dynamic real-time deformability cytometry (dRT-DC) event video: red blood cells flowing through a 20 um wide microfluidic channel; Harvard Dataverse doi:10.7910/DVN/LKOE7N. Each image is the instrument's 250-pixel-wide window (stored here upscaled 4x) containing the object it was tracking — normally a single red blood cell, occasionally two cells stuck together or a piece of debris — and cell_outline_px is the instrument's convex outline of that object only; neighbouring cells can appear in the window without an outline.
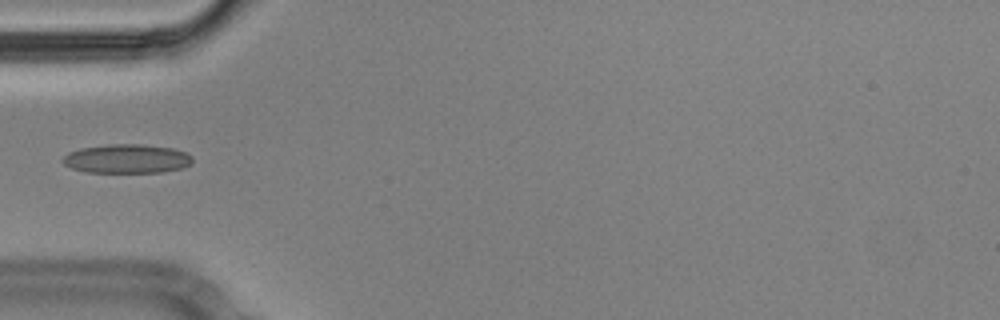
{"species": "Egyptian fruit bat (a non-hibernating species)", "species_latin": "Rousettus aegyptiacus", "temperature_condition": "cold", "stored_images_in_passage": 39, "segment_of_instrument_passage": [1, 2], "camera_frame_rate_fps": 3000, "um_per_image_px": 0.085, "animal": {"sex": "male"}, "frame": {"image": 1, "passage_image": 1, "time_ms": 0.0, "image_size_px": [1000, 320], "cell_outline_px": [[192, 160], [184, 168], [160, 172], [88, 172], [72, 168], [64, 164], [60, 160], [68, 152], [80, 148], [108, 144], [144, 144], [172, 148], [184, 152], [192, 156]], "centroid_in_image_um": [10.75, 13.48], "position_along_channel_um": 74.2, "area_um2": 21.91}}
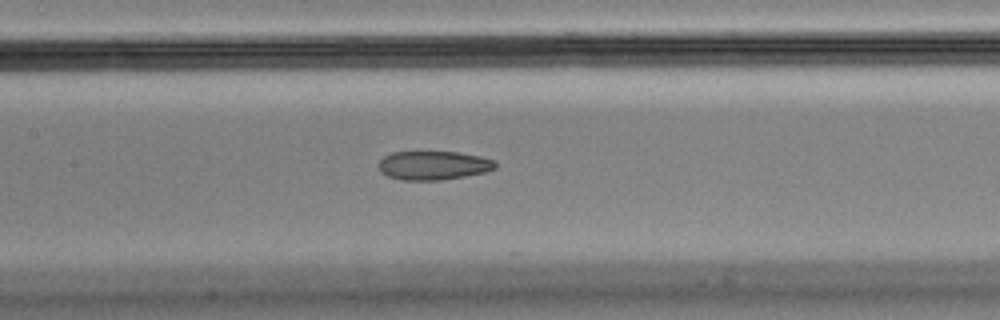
{"frame": {"image": 2, "passage_image": 9, "time_ms": 2.667, "image_size_px": [1000, 320], "cell_outline_px": [[496, 168], [484, 172], [444, 180], [400, 180], [388, 176], [380, 172], [380, 160], [384, 156], [392, 152], [460, 152], [480, 156], [496, 160]], "centroid_in_image_um": [36.86, 14.06], "position_along_channel_um": 170.5, "area_um2": 19.65}}
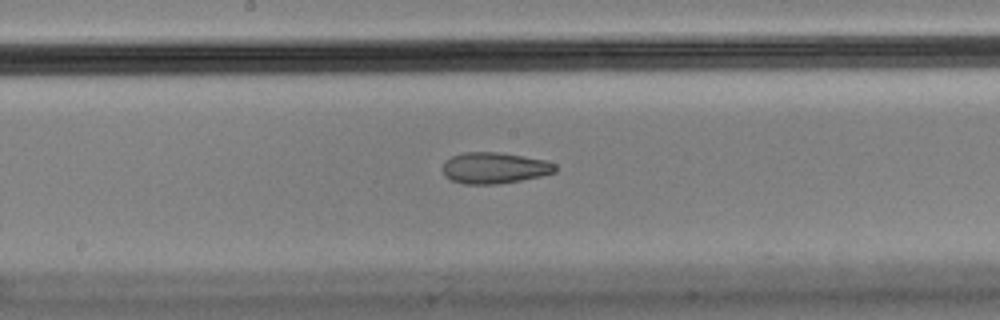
{"frame": {"image": 3, "passage_image": 12, "time_ms": 3.667, "image_size_px": [1000, 320], "cell_outline_px": [[556, 172], [540, 176], [500, 184], [464, 184], [452, 180], [444, 176], [440, 168], [452, 156], [464, 152], [496, 152], [544, 160], [556, 164]], "centroid_in_image_um": [41.99, 14.28], "position_along_channel_um": 206.2, "area_um2": 20.35}}